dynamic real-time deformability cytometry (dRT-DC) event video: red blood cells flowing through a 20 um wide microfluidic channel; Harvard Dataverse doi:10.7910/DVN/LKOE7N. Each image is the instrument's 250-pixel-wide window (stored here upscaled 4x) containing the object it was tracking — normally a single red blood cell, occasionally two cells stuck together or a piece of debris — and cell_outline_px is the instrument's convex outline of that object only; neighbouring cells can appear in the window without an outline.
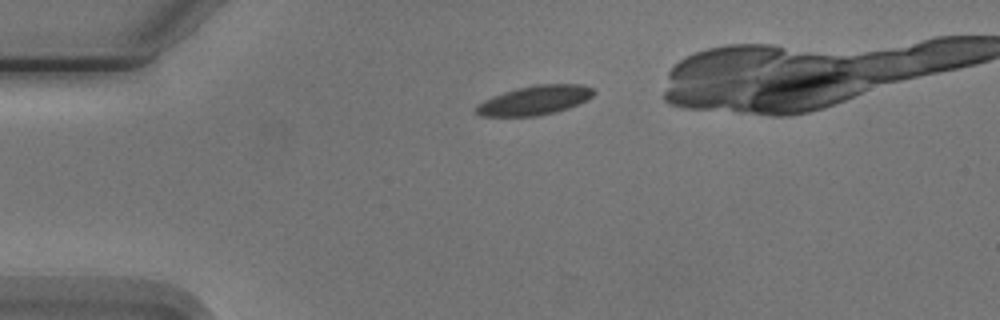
{"species": "Egyptian fruit bat (a non-hibernating species)", "species_latin": "Rousettus aegyptiacus", "temperature_condition": "cold", "stored_images_in_passage": 4, "camera_frame_rate_fps": 3000, "um_per_image_px": 0.085, "animal": {"sex": "male"}, "frame": {"image": 1, "passage_image": 1, "time_ms": 0.0, "image_size_px": [1000, 320], "cell_outline_px": [[596, 92], [588, 100], [568, 108], [556, 112], [536, 116], [480, 116], [472, 108], [476, 104], [492, 96], [516, 88], [536, 84], [580, 84], [592, 88]], "centroid_in_image_um": [45.43, 8.52], "position_along_channel_um": 39.6, "area_um2": 20.23}}
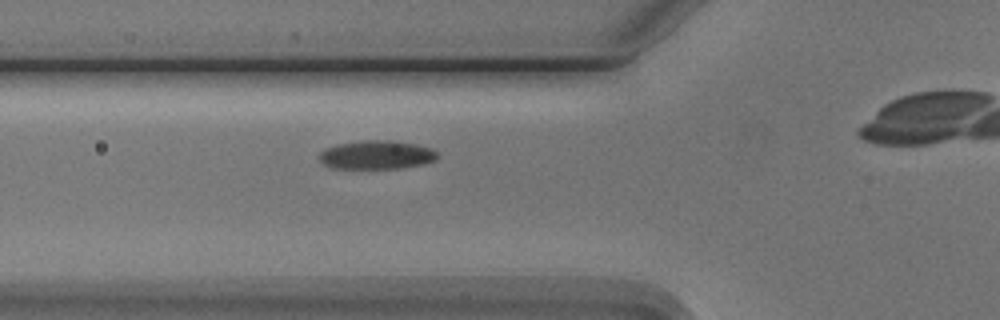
{"frame": {"image": 2, "passage_image": 3, "time_ms": 2.333, "image_size_px": [1000, 320], "cell_outline_px": [[436, 160], [424, 164], [400, 168], [332, 168], [324, 164], [320, 160], [320, 152], [324, 148], [336, 144], [360, 140], [392, 140], [416, 144], [432, 148], [436, 152]], "centroid_in_image_um": [32.0, 13.15], "position_along_channel_um": 93.8, "area_um2": 19.83}}